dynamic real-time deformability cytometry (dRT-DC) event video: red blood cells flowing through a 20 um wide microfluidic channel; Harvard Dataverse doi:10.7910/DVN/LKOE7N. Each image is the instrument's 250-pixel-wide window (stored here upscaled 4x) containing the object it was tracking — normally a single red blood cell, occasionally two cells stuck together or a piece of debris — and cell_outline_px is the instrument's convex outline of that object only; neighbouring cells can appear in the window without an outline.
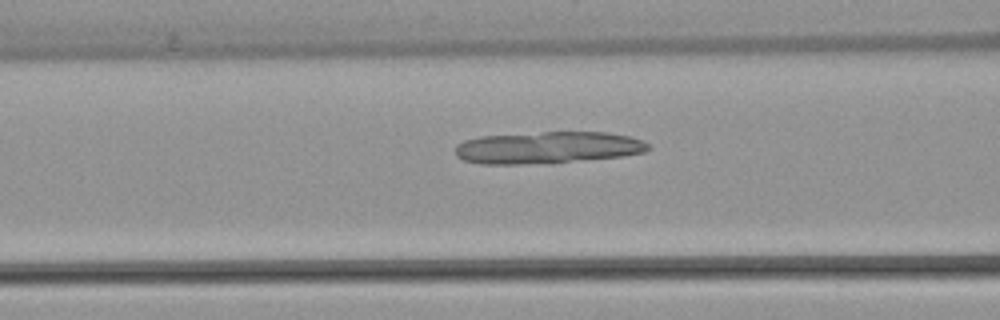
{"species": "common noctule bat (a hibernating species)", "species_latin": "Nyctalus noctula", "temperature_condition": "warm", "stored_images_in_passage": 51, "camera_frame_rate_fps": 3000, "um_per_image_px": 0.085, "animal": {"sex": "female", "body_mass_g": 22.7, "forearm_length_mm": 54.2}, "frame": {"image": 1, "passage_image": 20, "time_ms": 6.333, "image_size_px": [1000, 320], "cell_outline_px": [[652, 148], [644, 152], [620, 156], [524, 164], [480, 164], [464, 160], [456, 156], [456, 144], [464, 140], [480, 136], [544, 132], [608, 132], [632, 136], [644, 140]], "centroid_in_image_um": [46.55, 12.52], "position_along_channel_um": 120.1, "area_um2": 35.66}}
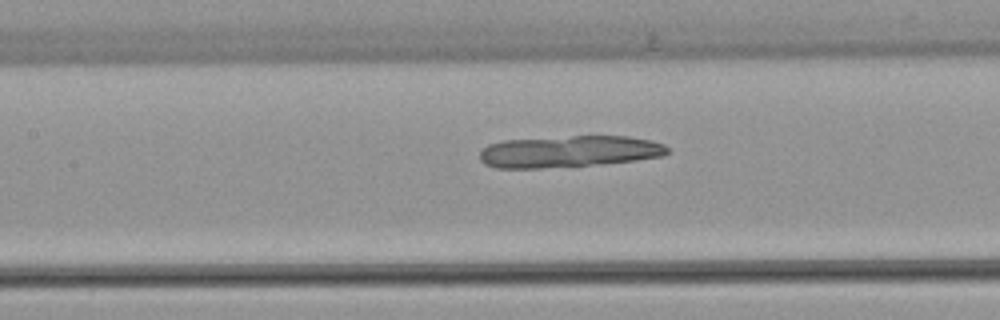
{"frame": {"image": 2, "passage_image": 23, "time_ms": 7.333, "image_size_px": [1000, 320], "cell_outline_px": [[668, 152], [664, 156], [636, 160], [600, 164], [540, 168], [496, 168], [484, 164], [480, 160], [480, 152], [488, 144], [504, 140], [572, 136], [628, 136], [652, 140], [664, 144], [668, 148]], "centroid_in_image_um": [48.37, 12.88], "position_along_channel_um": 159.0, "area_um2": 34.74}}
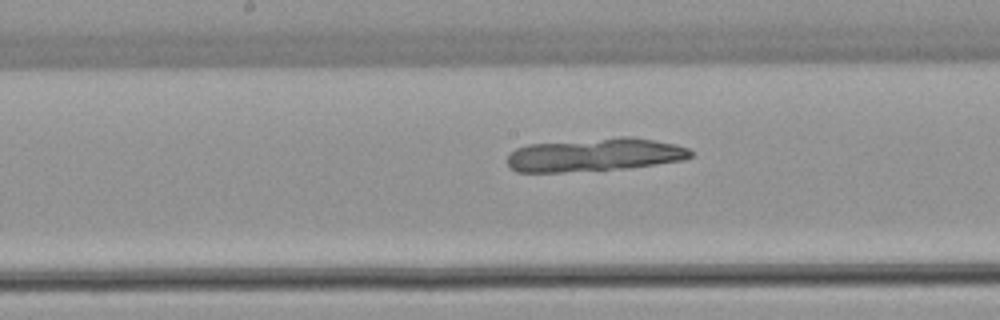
{"frame": {"image": 3, "passage_image": 26, "time_ms": 8.333, "image_size_px": [1000, 320], "cell_outline_px": [[692, 156], [684, 160], [628, 168], [560, 172], [516, 172], [508, 168], [508, 156], [516, 148], [528, 144], [620, 136], [632, 136], [676, 144], [688, 148], [692, 152]], "centroid_in_image_um": [50.55, 13.15], "position_along_channel_um": 197.6, "area_um2": 35.72}}